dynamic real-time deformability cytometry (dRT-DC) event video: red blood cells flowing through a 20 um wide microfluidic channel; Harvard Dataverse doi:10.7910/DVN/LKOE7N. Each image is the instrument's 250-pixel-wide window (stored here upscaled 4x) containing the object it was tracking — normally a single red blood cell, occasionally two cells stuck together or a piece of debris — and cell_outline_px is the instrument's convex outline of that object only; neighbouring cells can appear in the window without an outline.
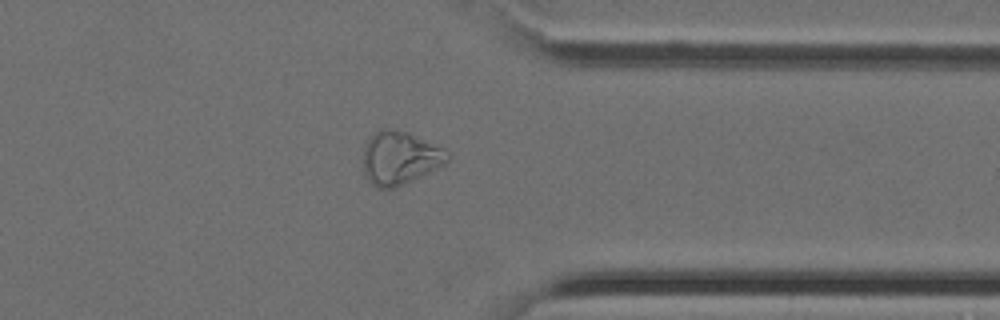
{"species": "Egyptian fruit bat (a non-hibernating species)", "species_latin": "Rousettus aegyptiacus", "temperature_condition": "cold", "stored_images_in_passage": 40, "camera_frame_rate_fps": 3000, "um_per_image_px": 0.085, "animal": {"sex": "female"}, "frame": {"image": 1, "passage_image": 32, "time_ms": 10.333, "image_size_px": [1000, 320], "cell_outline_px": [[452, 156], [444, 164], [396, 188], [376, 188], [364, 176], [364, 144], [376, 132], [384, 128], [408, 132], [444, 148]], "centroid_in_image_um": [33.99, 13.43], "position_along_channel_um": 377.4, "area_um2": 26.01}}
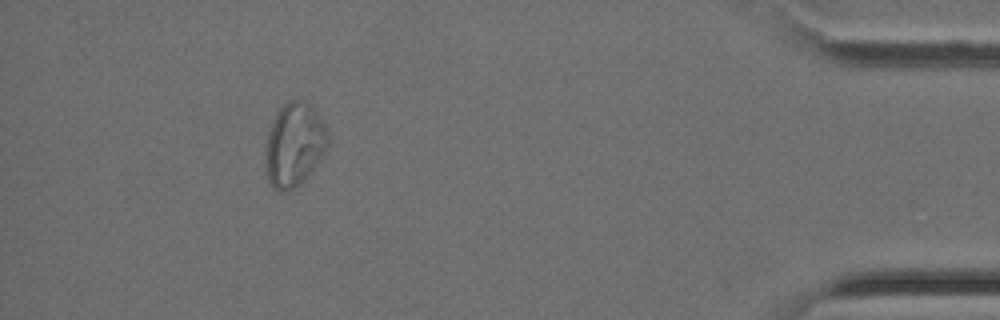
{"frame": {"image": 2, "passage_image": 37, "time_ms": 12.0, "image_size_px": [1000, 320], "cell_outline_px": [[328, 148], [320, 160], [304, 180], [300, 184], [284, 192], [280, 192], [272, 188], [264, 172], [268, 132], [276, 112], [288, 100], [300, 100], [308, 104], [316, 112], [328, 128]], "centroid_in_image_um": [25.01, 12.32], "position_along_channel_um": 410.2, "area_um2": 30.63}}